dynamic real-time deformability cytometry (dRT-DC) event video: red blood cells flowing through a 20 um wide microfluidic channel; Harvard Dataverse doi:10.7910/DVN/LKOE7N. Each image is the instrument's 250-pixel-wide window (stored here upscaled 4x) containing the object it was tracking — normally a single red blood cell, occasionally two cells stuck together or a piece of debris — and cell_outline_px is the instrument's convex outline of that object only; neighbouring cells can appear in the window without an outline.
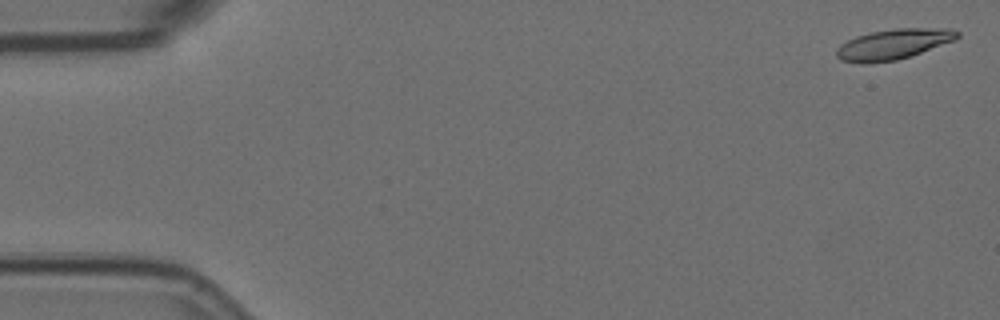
{"species": "Egyptian fruit bat (a non-hibernating species)", "species_latin": "Rousettus aegyptiacus", "temperature_condition": "room temperature", "stored_images_in_passage": 15, "camera_frame_rate_fps": 3000, "um_per_image_px": 0.085, "animal": {"sex": "female"}, "frame": {"image": 1, "passage_image": 1, "time_ms": 0.0, "image_size_px": [1000, 320], "cell_outline_px": [[960, 36], [956, 40], [896, 60], [868, 64], [860, 64], [840, 60], [836, 56], [836, 48], [840, 44], [856, 36], [872, 32], [896, 28], [952, 28], [960, 32]], "centroid_in_image_um": [75.92, 3.76], "position_along_channel_um": 9.1, "area_um2": 21.5}}
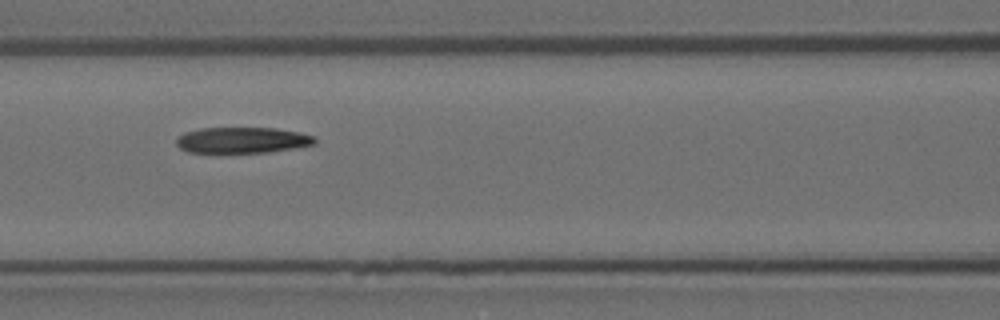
{"frame": {"image": 2, "passage_image": 7, "time_ms": 2.0, "image_size_px": [1000, 320], "cell_outline_px": [[316, 144], [268, 152], [188, 152], [180, 148], [176, 144], [176, 136], [184, 132], [200, 128], [276, 128], [300, 132], [316, 136]], "centroid_in_image_um": [20.59, 11.9], "position_along_channel_um": 146.0, "area_um2": 20.98}}
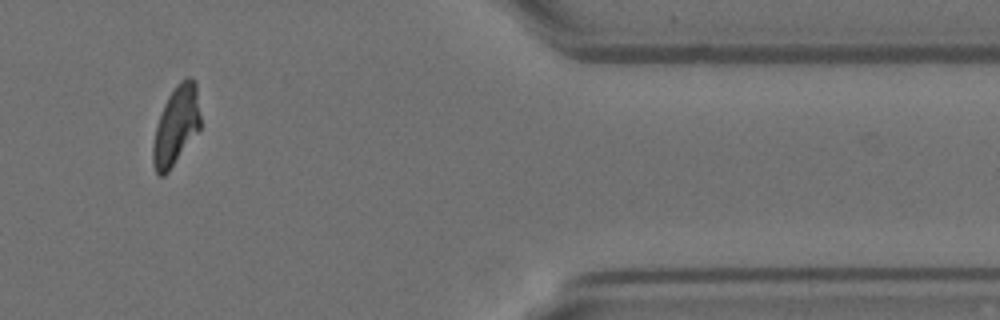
{"frame": {"image": 3, "passage_image": 13, "time_ms": 4.0, "image_size_px": [1000, 320], "cell_outline_px": [[200, 128], [168, 172], [164, 176], [160, 176], [156, 172], [152, 164], [152, 144], [156, 128], [164, 104], [168, 96], [176, 84], [180, 80], [188, 76], [196, 80], [200, 116]], "centroid_in_image_um": [14.96, 10.65], "position_along_channel_um": 396.4, "area_um2": 21.73}}